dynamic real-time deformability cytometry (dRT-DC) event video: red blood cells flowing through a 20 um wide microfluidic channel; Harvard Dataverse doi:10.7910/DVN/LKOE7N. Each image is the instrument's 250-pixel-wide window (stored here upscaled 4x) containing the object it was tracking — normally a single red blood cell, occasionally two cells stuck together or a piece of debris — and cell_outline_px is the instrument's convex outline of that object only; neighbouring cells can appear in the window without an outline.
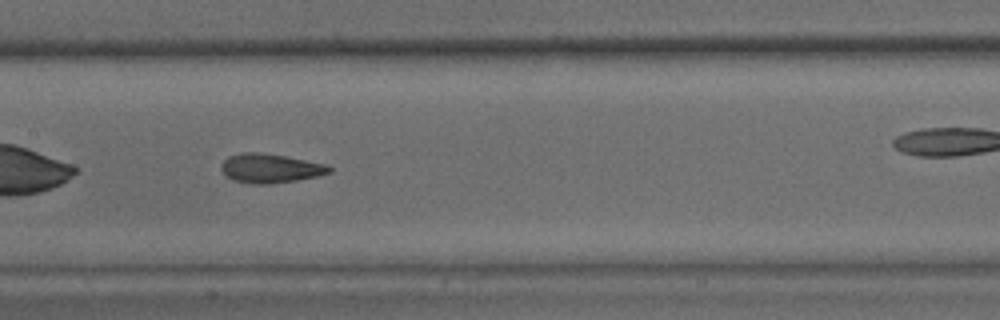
{"species": "common noctule bat (a hibernating species)", "species_latin": "Nyctalus noctula", "temperature_condition": "warm", "stored_images_in_passage": 36, "camera_frame_rate_fps": 3000, "um_per_image_px": 0.085, "animal": {"sex": "male", "body_mass_g": 15.6}, "frame": {"image": 1, "passage_image": 12, "time_ms": 3.667, "image_size_px": [1000, 320], "cell_outline_px": [[332, 172], [316, 176], [296, 180], [268, 184], [252, 184], [232, 180], [220, 168], [220, 164], [228, 156], [240, 152], [256, 152], [284, 156], [328, 164], [332, 168]], "centroid_in_image_um": [22.96, 14.3], "position_along_channel_um": 184.4, "area_um2": 18.32}, "authors_computed_cell_mechanics": {"area_um2": 17.7735, "velocity_mm_per_s": 3.7392, "shape_relaxation_time_tau1_ms": 6.708, "shape_relaxation_time_tau2_ms": 1.4873, "deformation_change_tau1": 0.1942, "deformation_change_tau2": 0.0892}}